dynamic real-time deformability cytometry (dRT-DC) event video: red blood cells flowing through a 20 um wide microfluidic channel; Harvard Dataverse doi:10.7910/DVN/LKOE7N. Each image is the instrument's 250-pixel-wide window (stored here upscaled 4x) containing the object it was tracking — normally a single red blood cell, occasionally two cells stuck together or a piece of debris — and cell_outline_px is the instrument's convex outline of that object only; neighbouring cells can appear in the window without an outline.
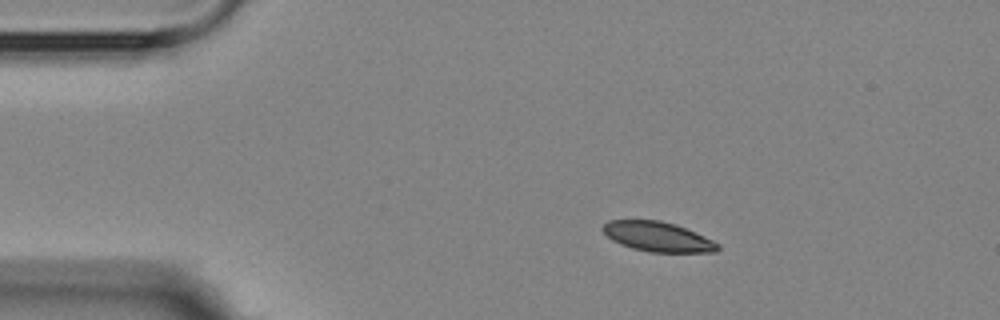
{"species": "Egyptian fruit bat (a non-hibernating species)", "species_latin": "Rousettus aegyptiacus", "temperature_condition": "room temperature", "stored_images_in_passage": 4, "segment_of_instrument_passage": [1, 2], "camera_frame_rate_fps": 3000, "um_per_image_px": 0.085, "animal": {"sex": "female"}, "frame": {"image": 1, "passage_image": 2, "time_ms": 1.667, "image_size_px": [1000, 320], "cell_outline_px": [[720, 248], [716, 252], [648, 252], [632, 248], [620, 244], [612, 240], [600, 228], [608, 220], [660, 220], [676, 224], [696, 232], [720, 244]], "centroid_in_image_um": [55.91, 20.12], "position_along_channel_um": 29.1, "area_um2": 20.06}}